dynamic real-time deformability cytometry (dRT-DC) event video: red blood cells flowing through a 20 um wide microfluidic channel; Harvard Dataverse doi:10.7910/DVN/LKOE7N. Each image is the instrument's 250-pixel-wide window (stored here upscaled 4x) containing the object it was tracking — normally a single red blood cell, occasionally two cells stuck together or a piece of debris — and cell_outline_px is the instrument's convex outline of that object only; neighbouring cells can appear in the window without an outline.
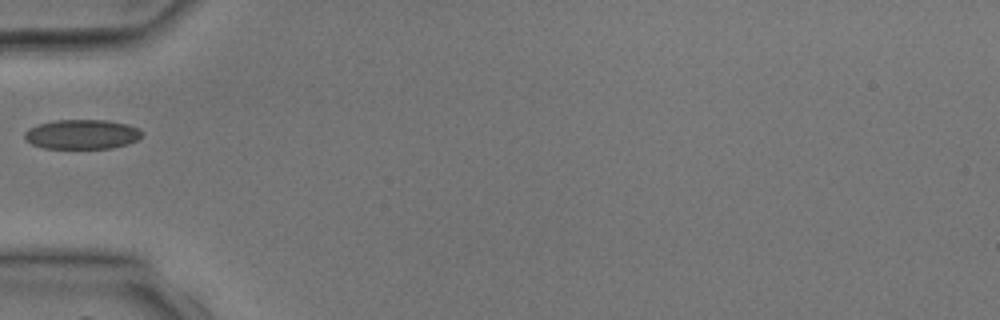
{"species": "common noctule bat (a hibernating species)", "species_latin": "Nyctalus noctula", "temperature_condition": "room temperature", "stored_images_in_passage": 3, "camera_frame_rate_fps": 3000, "um_per_image_px": 0.085, "animal": {"sex": "male", "body_mass_g": 17.9, "forearm_length_mm": 54.2}, "frame": {"image": 1, "passage_image": 3, "time_ms": 4.333, "image_size_px": [1000, 320], "cell_outline_px": [[140, 136], [136, 140], [128, 144], [112, 148], [44, 148], [32, 144], [24, 140], [24, 132], [28, 128], [40, 124], [56, 120], [108, 120], [128, 124], [140, 128]], "centroid_in_image_um": [6.95, 11.41], "position_along_channel_um": 78.1, "area_um2": 20.23}}